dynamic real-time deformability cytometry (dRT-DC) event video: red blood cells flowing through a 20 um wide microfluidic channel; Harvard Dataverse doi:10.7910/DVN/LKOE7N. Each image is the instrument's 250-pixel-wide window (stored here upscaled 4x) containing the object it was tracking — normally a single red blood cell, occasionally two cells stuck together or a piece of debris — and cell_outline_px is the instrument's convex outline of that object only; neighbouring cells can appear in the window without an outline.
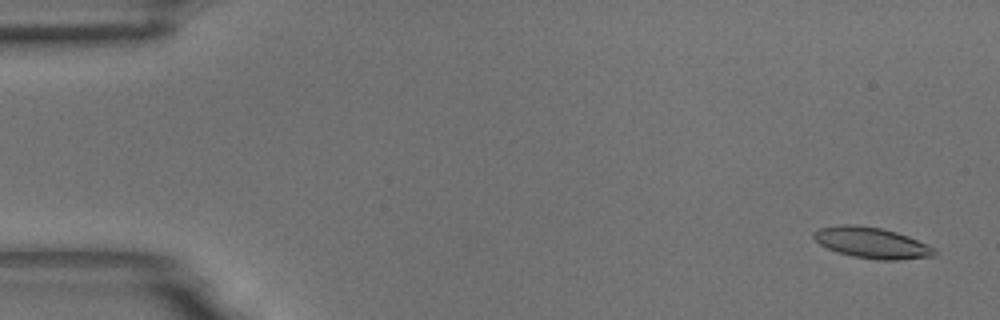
{"species": "common noctule bat (a hibernating species)", "species_latin": "Nyctalus noctula", "temperature_condition": "room temperature", "stored_images_in_passage": 21, "camera_frame_rate_fps": 3000, "um_per_image_px": 0.085, "animal": {"sex": "male", "body_mass_g": 18.8}, "frame": {"image": 1, "passage_image": 3, "time_ms": 0.667, "image_size_px": [1000, 320], "cell_outline_px": [[936, 256], [900, 260], [876, 260], [852, 256], [836, 252], [820, 244], [812, 236], [812, 232], [820, 228], [840, 224], [856, 224], [880, 228], [896, 232], [908, 236], [936, 248]], "centroid_in_image_um": [74.1, 20.64], "position_along_channel_um": 10.9, "area_um2": 21.96}}
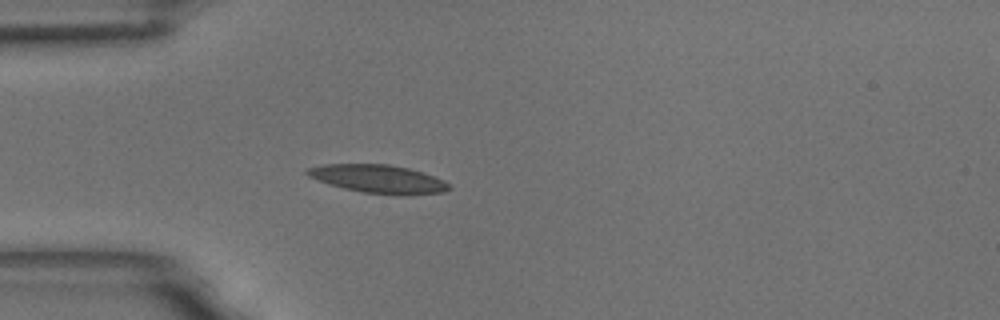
{"frame": {"image": 2, "passage_image": 17, "time_ms": 5.333, "image_size_px": [1000, 320], "cell_outline_px": [[452, 188], [444, 192], [400, 196], [396, 196], [364, 192], [344, 188], [328, 184], [308, 176], [304, 172], [308, 168], [324, 164], [388, 164], [408, 168], [444, 180]], "centroid_in_image_um": [32.16, 15.22], "position_along_channel_um": 52.8, "area_um2": 23.35}}